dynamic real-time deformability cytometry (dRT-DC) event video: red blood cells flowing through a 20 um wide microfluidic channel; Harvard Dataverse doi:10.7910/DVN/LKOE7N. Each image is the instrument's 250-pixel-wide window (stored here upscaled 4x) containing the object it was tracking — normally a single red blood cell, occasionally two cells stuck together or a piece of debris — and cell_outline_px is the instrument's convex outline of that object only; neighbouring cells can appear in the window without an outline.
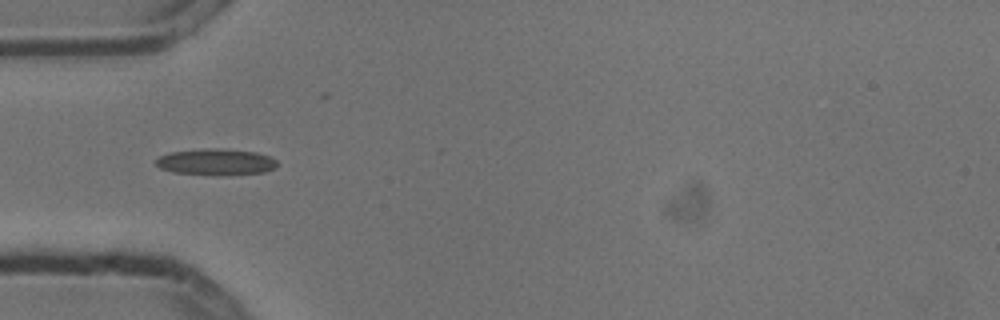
{"species": "common noctule bat (a hibernating species)", "species_latin": "Nyctalus noctula", "temperature_condition": "cold", "stored_images_in_passage": 6, "camera_frame_rate_fps": 3000, "um_per_image_px": 0.085, "animal": {"sex": "male", "body_mass_g": 13.3}, "frame": {"image": 1, "passage_image": 3, "time_ms": 0.667, "image_size_px": [1000, 320], "cell_outline_px": [[276, 168], [264, 172], [216, 176], [172, 172], [160, 168], [156, 164], [156, 160], [160, 156], [168, 152], [204, 148], [220, 148], [256, 152], [268, 156], [276, 160]], "centroid_in_image_um": [18.33, 13.77], "position_along_channel_um": 66.7, "area_um2": 18.84}}
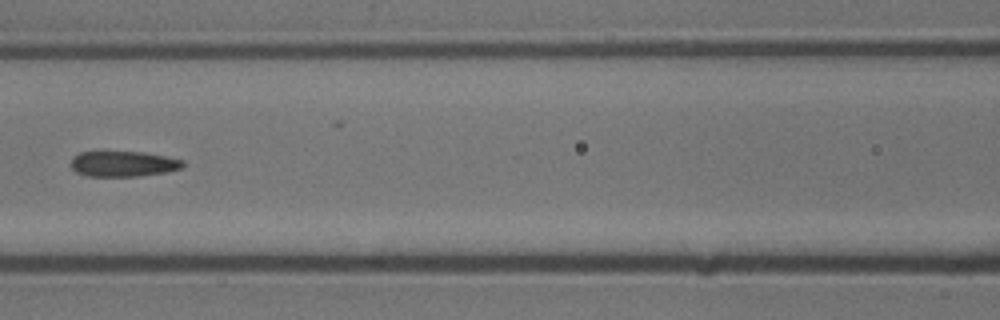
{"frame": {"image": 2, "passage_image": 5, "time_ms": 1.333, "image_size_px": [1000, 320], "cell_outline_px": [[184, 164], [180, 168], [164, 172], [140, 176], [88, 176], [76, 172], [72, 168], [72, 160], [80, 152], [140, 152], [164, 156], [184, 160]], "centroid_in_image_um": [10.48, 13.93], "position_along_channel_um": 156.1, "area_um2": 16.3}}
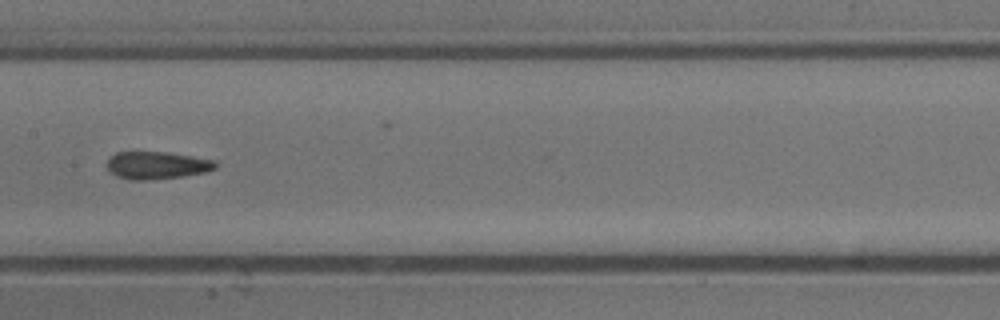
{"frame": {"image": 3, "passage_image": 6, "time_ms": 1.667, "image_size_px": [1000, 320], "cell_outline_px": [[216, 168], [204, 172], [180, 176], [144, 180], [132, 180], [116, 176], [108, 168], [108, 160], [116, 152], [164, 152], [192, 156], [212, 160], [216, 164]], "centroid_in_image_um": [13.31, 14.04], "position_along_channel_um": 194.1, "area_um2": 16.94}}